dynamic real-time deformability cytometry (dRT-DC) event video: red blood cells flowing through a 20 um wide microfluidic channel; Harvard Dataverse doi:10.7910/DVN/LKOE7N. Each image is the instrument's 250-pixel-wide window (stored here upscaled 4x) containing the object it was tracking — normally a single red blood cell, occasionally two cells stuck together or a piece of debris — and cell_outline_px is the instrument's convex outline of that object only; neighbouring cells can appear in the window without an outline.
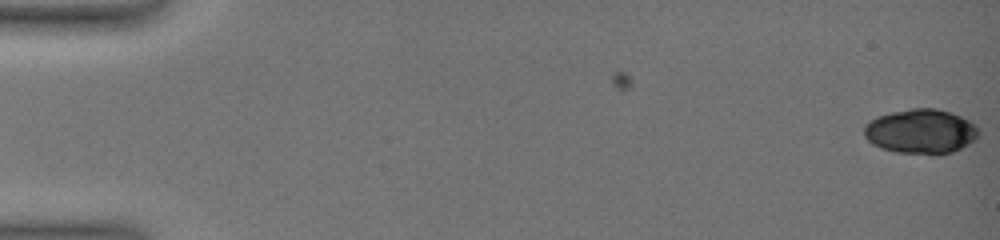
{"species": "common noctule bat (a hibernating species)", "species_latin": "Nyctalus noctula", "temperature_condition": "warm", "stored_images_in_passage": 4, "camera_frame_rate_fps": 3000, "um_per_image_px": 0.085, "animal": {"sex": "female", "body_mass_g": 19.0, "forearm_length_mm": 51.5}, "frame": {"image": 1, "passage_image": 4, "time_ms": 1.667, "image_size_px": [1000, 240], "cell_outline_px": [[980, 132], [976, 140], [952, 152], [940, 156], [932, 156], [896, 152], [880, 148], [872, 144], [864, 136], [864, 124], [868, 120], [876, 116], [892, 112], [912, 108], [936, 108], [952, 112], [976, 124]], "centroid_in_image_um": [78.27, 11.19], "position_along_channel_um": 6.7, "area_um2": 30.52}}